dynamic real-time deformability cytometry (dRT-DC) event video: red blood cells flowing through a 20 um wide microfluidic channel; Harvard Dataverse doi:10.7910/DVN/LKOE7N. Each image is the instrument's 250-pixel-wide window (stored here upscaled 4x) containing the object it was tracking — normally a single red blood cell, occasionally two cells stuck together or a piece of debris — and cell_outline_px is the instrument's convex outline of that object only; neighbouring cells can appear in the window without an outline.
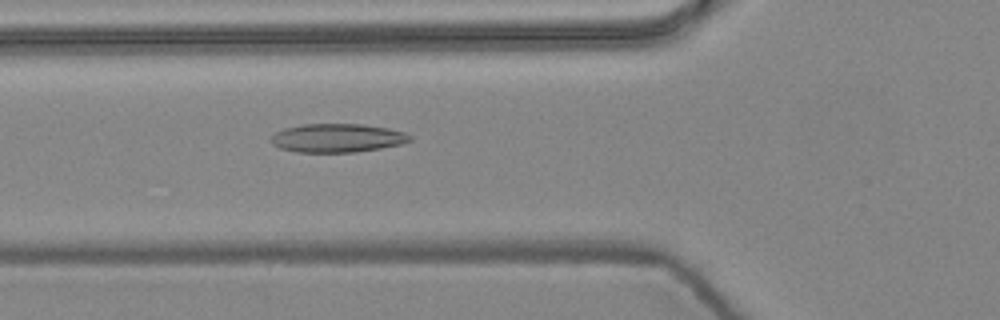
{"species": "common noctule bat (a hibernating species)", "species_latin": "Nyctalus noctula", "temperature_condition": "warm", "stored_images_in_passage": 4, "camera_frame_rate_fps": 3000, "um_per_image_px": 0.085, "animal": {"sex": "female", "body_mass_g": 24.6, "forearm_length_mm": 56.2}, "frame": {"image": 1, "passage_image": 4, "time_ms": 1.0, "image_size_px": [1000, 320], "cell_outline_px": [[412, 140], [400, 144], [380, 148], [356, 152], [296, 152], [280, 148], [272, 144], [272, 136], [276, 132], [284, 128], [304, 124], [360, 124], [388, 128], [404, 132], [412, 136]], "centroid_in_image_um": [28.67, 11.73], "position_along_channel_um": 97.1, "area_um2": 23.06}}